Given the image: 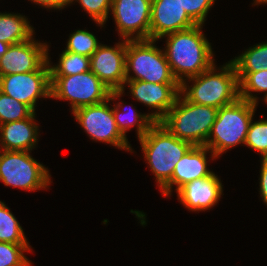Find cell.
I'll return each instance as SVG.
<instances>
[{"label": "cell", "instance_id": "1", "mask_svg": "<svg viewBox=\"0 0 267 266\" xmlns=\"http://www.w3.org/2000/svg\"><path fill=\"white\" fill-rule=\"evenodd\" d=\"M202 28L203 25L197 24L164 36L166 44L162 49L180 85L208 70L215 63L212 45Z\"/></svg>", "mask_w": 267, "mask_h": 266}, {"label": "cell", "instance_id": "2", "mask_svg": "<svg viewBox=\"0 0 267 266\" xmlns=\"http://www.w3.org/2000/svg\"><path fill=\"white\" fill-rule=\"evenodd\" d=\"M216 66L214 63L203 73L185 80L180 85V94L189 102L217 109L236 102L240 97L234 64L228 61Z\"/></svg>", "mask_w": 267, "mask_h": 266}, {"label": "cell", "instance_id": "3", "mask_svg": "<svg viewBox=\"0 0 267 266\" xmlns=\"http://www.w3.org/2000/svg\"><path fill=\"white\" fill-rule=\"evenodd\" d=\"M138 141L159 190L172 179L176 163L193 146L174 136L160 122H154Z\"/></svg>", "mask_w": 267, "mask_h": 266}, {"label": "cell", "instance_id": "4", "mask_svg": "<svg viewBox=\"0 0 267 266\" xmlns=\"http://www.w3.org/2000/svg\"><path fill=\"white\" fill-rule=\"evenodd\" d=\"M257 106L239 98L236 102L218 109L217 118L205 145L216 158L239 144L245 145L247 132Z\"/></svg>", "mask_w": 267, "mask_h": 266}, {"label": "cell", "instance_id": "5", "mask_svg": "<svg viewBox=\"0 0 267 266\" xmlns=\"http://www.w3.org/2000/svg\"><path fill=\"white\" fill-rule=\"evenodd\" d=\"M217 114V108L189 102L179 94L160 123L180 140L205 146Z\"/></svg>", "mask_w": 267, "mask_h": 266}, {"label": "cell", "instance_id": "6", "mask_svg": "<svg viewBox=\"0 0 267 266\" xmlns=\"http://www.w3.org/2000/svg\"><path fill=\"white\" fill-rule=\"evenodd\" d=\"M156 45V40H126V80L179 84L164 51Z\"/></svg>", "mask_w": 267, "mask_h": 266}, {"label": "cell", "instance_id": "7", "mask_svg": "<svg viewBox=\"0 0 267 266\" xmlns=\"http://www.w3.org/2000/svg\"><path fill=\"white\" fill-rule=\"evenodd\" d=\"M122 95H125L122 90H111L109 99L104 102L83 106L71 113L92 141L110 144L117 149L133 153L134 150L128 139L118 130L112 105L109 107L110 104H108L110 101L120 100Z\"/></svg>", "mask_w": 267, "mask_h": 266}, {"label": "cell", "instance_id": "8", "mask_svg": "<svg viewBox=\"0 0 267 266\" xmlns=\"http://www.w3.org/2000/svg\"><path fill=\"white\" fill-rule=\"evenodd\" d=\"M0 181L5 186L26 191L47 189L51 181L48 167L29 151L0 150Z\"/></svg>", "mask_w": 267, "mask_h": 266}, {"label": "cell", "instance_id": "9", "mask_svg": "<svg viewBox=\"0 0 267 266\" xmlns=\"http://www.w3.org/2000/svg\"><path fill=\"white\" fill-rule=\"evenodd\" d=\"M108 88L91 70L70 76H51V98L69 101L71 111L109 99Z\"/></svg>", "mask_w": 267, "mask_h": 266}, {"label": "cell", "instance_id": "10", "mask_svg": "<svg viewBox=\"0 0 267 266\" xmlns=\"http://www.w3.org/2000/svg\"><path fill=\"white\" fill-rule=\"evenodd\" d=\"M0 91L36 111L40 98L51 99L50 67L46 60L36 71L0 77Z\"/></svg>", "mask_w": 267, "mask_h": 266}, {"label": "cell", "instance_id": "11", "mask_svg": "<svg viewBox=\"0 0 267 266\" xmlns=\"http://www.w3.org/2000/svg\"><path fill=\"white\" fill-rule=\"evenodd\" d=\"M151 9L152 0H112L109 15H113L118 36L125 40L150 39Z\"/></svg>", "mask_w": 267, "mask_h": 266}, {"label": "cell", "instance_id": "12", "mask_svg": "<svg viewBox=\"0 0 267 266\" xmlns=\"http://www.w3.org/2000/svg\"><path fill=\"white\" fill-rule=\"evenodd\" d=\"M126 86L130 90L129 93H131L133 99L141 104L143 103L150 110L152 109L153 112L147 113V115L154 122H160L165 117L180 94V84L126 80L122 89L124 93Z\"/></svg>", "mask_w": 267, "mask_h": 266}, {"label": "cell", "instance_id": "13", "mask_svg": "<svg viewBox=\"0 0 267 266\" xmlns=\"http://www.w3.org/2000/svg\"><path fill=\"white\" fill-rule=\"evenodd\" d=\"M126 40L100 44L90 57V70L111 90H122L126 81Z\"/></svg>", "mask_w": 267, "mask_h": 266}, {"label": "cell", "instance_id": "14", "mask_svg": "<svg viewBox=\"0 0 267 266\" xmlns=\"http://www.w3.org/2000/svg\"><path fill=\"white\" fill-rule=\"evenodd\" d=\"M49 43L31 39L10 45L0 59V77L36 71L46 60Z\"/></svg>", "mask_w": 267, "mask_h": 266}, {"label": "cell", "instance_id": "15", "mask_svg": "<svg viewBox=\"0 0 267 266\" xmlns=\"http://www.w3.org/2000/svg\"><path fill=\"white\" fill-rule=\"evenodd\" d=\"M197 23L187 14L180 0H152L150 40L194 27Z\"/></svg>", "mask_w": 267, "mask_h": 266}, {"label": "cell", "instance_id": "16", "mask_svg": "<svg viewBox=\"0 0 267 266\" xmlns=\"http://www.w3.org/2000/svg\"><path fill=\"white\" fill-rule=\"evenodd\" d=\"M216 160L214 153L206 146H192L176 163L172 179L160 190L163 197H171L173 187L177 192L185 184L193 180L210 176L213 171L208 169V157ZM208 160V161H207Z\"/></svg>", "mask_w": 267, "mask_h": 266}, {"label": "cell", "instance_id": "17", "mask_svg": "<svg viewBox=\"0 0 267 266\" xmlns=\"http://www.w3.org/2000/svg\"><path fill=\"white\" fill-rule=\"evenodd\" d=\"M221 179L214 172L204 178L193 180L182 186L177 192L178 201L188 211H207L217 205L223 196Z\"/></svg>", "mask_w": 267, "mask_h": 266}, {"label": "cell", "instance_id": "18", "mask_svg": "<svg viewBox=\"0 0 267 266\" xmlns=\"http://www.w3.org/2000/svg\"><path fill=\"white\" fill-rule=\"evenodd\" d=\"M36 112L28 118L0 125V150L29 151L36 149L39 142V124Z\"/></svg>", "mask_w": 267, "mask_h": 266}, {"label": "cell", "instance_id": "19", "mask_svg": "<svg viewBox=\"0 0 267 266\" xmlns=\"http://www.w3.org/2000/svg\"><path fill=\"white\" fill-rule=\"evenodd\" d=\"M35 28L25 15L0 12V41L13 45L31 39Z\"/></svg>", "mask_w": 267, "mask_h": 266}, {"label": "cell", "instance_id": "20", "mask_svg": "<svg viewBox=\"0 0 267 266\" xmlns=\"http://www.w3.org/2000/svg\"><path fill=\"white\" fill-rule=\"evenodd\" d=\"M124 101L114 103L112 110L115 118L116 125L121 134L127 138L126 133L135 127L137 139L143 137L154 121L146 114H141L136 110V107L127 109ZM134 108V109H133ZM122 109V110H121ZM124 110V111H123Z\"/></svg>", "mask_w": 267, "mask_h": 266}, {"label": "cell", "instance_id": "21", "mask_svg": "<svg viewBox=\"0 0 267 266\" xmlns=\"http://www.w3.org/2000/svg\"><path fill=\"white\" fill-rule=\"evenodd\" d=\"M50 59L49 52H47L50 76H70L90 70V58L78 53L63 50L59 55V61L56 65H52Z\"/></svg>", "mask_w": 267, "mask_h": 266}, {"label": "cell", "instance_id": "22", "mask_svg": "<svg viewBox=\"0 0 267 266\" xmlns=\"http://www.w3.org/2000/svg\"><path fill=\"white\" fill-rule=\"evenodd\" d=\"M236 72L267 70V41L255 44L230 60Z\"/></svg>", "mask_w": 267, "mask_h": 266}, {"label": "cell", "instance_id": "23", "mask_svg": "<svg viewBox=\"0 0 267 266\" xmlns=\"http://www.w3.org/2000/svg\"><path fill=\"white\" fill-rule=\"evenodd\" d=\"M239 80V97L251 103H259L258 94L252 92L263 93L267 95V70L258 72H236ZM254 94V95H253Z\"/></svg>", "mask_w": 267, "mask_h": 266}, {"label": "cell", "instance_id": "24", "mask_svg": "<svg viewBox=\"0 0 267 266\" xmlns=\"http://www.w3.org/2000/svg\"><path fill=\"white\" fill-rule=\"evenodd\" d=\"M0 242L29 244L22 226L5 202L0 200Z\"/></svg>", "mask_w": 267, "mask_h": 266}, {"label": "cell", "instance_id": "25", "mask_svg": "<svg viewBox=\"0 0 267 266\" xmlns=\"http://www.w3.org/2000/svg\"><path fill=\"white\" fill-rule=\"evenodd\" d=\"M100 44L93 33L86 29H78L69 35L65 50L90 58Z\"/></svg>", "mask_w": 267, "mask_h": 266}, {"label": "cell", "instance_id": "26", "mask_svg": "<svg viewBox=\"0 0 267 266\" xmlns=\"http://www.w3.org/2000/svg\"><path fill=\"white\" fill-rule=\"evenodd\" d=\"M30 244L0 242V266H32L24 252H32Z\"/></svg>", "mask_w": 267, "mask_h": 266}, {"label": "cell", "instance_id": "27", "mask_svg": "<svg viewBox=\"0 0 267 266\" xmlns=\"http://www.w3.org/2000/svg\"><path fill=\"white\" fill-rule=\"evenodd\" d=\"M33 111L24 103L0 91V125L28 118Z\"/></svg>", "mask_w": 267, "mask_h": 266}, {"label": "cell", "instance_id": "28", "mask_svg": "<svg viewBox=\"0 0 267 266\" xmlns=\"http://www.w3.org/2000/svg\"><path fill=\"white\" fill-rule=\"evenodd\" d=\"M253 120H251L244 146L257 151L261 158H265L267 157V119H264L262 114L260 120Z\"/></svg>", "mask_w": 267, "mask_h": 266}, {"label": "cell", "instance_id": "29", "mask_svg": "<svg viewBox=\"0 0 267 266\" xmlns=\"http://www.w3.org/2000/svg\"><path fill=\"white\" fill-rule=\"evenodd\" d=\"M78 2L99 27H104L111 11L112 0H71V4Z\"/></svg>", "mask_w": 267, "mask_h": 266}, {"label": "cell", "instance_id": "30", "mask_svg": "<svg viewBox=\"0 0 267 266\" xmlns=\"http://www.w3.org/2000/svg\"><path fill=\"white\" fill-rule=\"evenodd\" d=\"M216 0H180L182 8L197 23L204 25L209 10Z\"/></svg>", "mask_w": 267, "mask_h": 266}, {"label": "cell", "instance_id": "31", "mask_svg": "<svg viewBox=\"0 0 267 266\" xmlns=\"http://www.w3.org/2000/svg\"><path fill=\"white\" fill-rule=\"evenodd\" d=\"M261 159V169L259 177V194L264 204L267 206V157Z\"/></svg>", "mask_w": 267, "mask_h": 266}, {"label": "cell", "instance_id": "32", "mask_svg": "<svg viewBox=\"0 0 267 266\" xmlns=\"http://www.w3.org/2000/svg\"><path fill=\"white\" fill-rule=\"evenodd\" d=\"M31 3L39 5L41 8H46L47 10H61L67 6H71V0H28Z\"/></svg>", "mask_w": 267, "mask_h": 266}, {"label": "cell", "instance_id": "33", "mask_svg": "<svg viewBox=\"0 0 267 266\" xmlns=\"http://www.w3.org/2000/svg\"><path fill=\"white\" fill-rule=\"evenodd\" d=\"M9 46H10V44H7V43L0 41V59L6 53Z\"/></svg>", "mask_w": 267, "mask_h": 266}, {"label": "cell", "instance_id": "34", "mask_svg": "<svg viewBox=\"0 0 267 266\" xmlns=\"http://www.w3.org/2000/svg\"><path fill=\"white\" fill-rule=\"evenodd\" d=\"M253 1H254L253 2L254 6L255 5L259 6V5H263V4L267 5V0H253Z\"/></svg>", "mask_w": 267, "mask_h": 266}, {"label": "cell", "instance_id": "35", "mask_svg": "<svg viewBox=\"0 0 267 266\" xmlns=\"http://www.w3.org/2000/svg\"><path fill=\"white\" fill-rule=\"evenodd\" d=\"M261 100H263L265 102V104L267 105V95L264 98H262Z\"/></svg>", "mask_w": 267, "mask_h": 266}]
</instances>
